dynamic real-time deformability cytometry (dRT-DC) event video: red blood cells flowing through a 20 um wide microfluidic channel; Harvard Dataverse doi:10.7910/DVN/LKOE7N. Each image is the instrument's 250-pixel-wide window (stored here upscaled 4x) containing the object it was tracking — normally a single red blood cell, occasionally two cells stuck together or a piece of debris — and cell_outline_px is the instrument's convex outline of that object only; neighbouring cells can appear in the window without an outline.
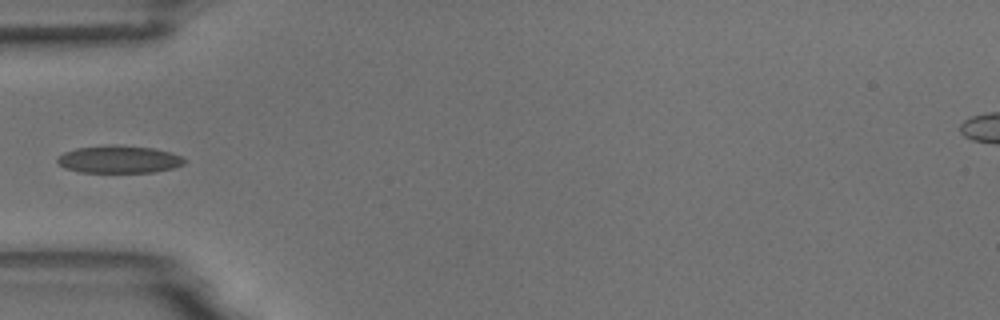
{"species": "common noctule bat (a hibernating species)", "species_latin": "Nyctalus noctula", "temperature_condition": "room temperature", "stored_images_in_passage": 7, "camera_frame_rate_fps": 3000, "um_per_image_px": 0.085, "animal": {"sex": "male", "body_mass_g": 18.8}, "frame": {"image": 1, "passage_image": 6, "time_ms": 5.667, "image_size_px": [1000, 320], "cell_outline_px": [[188, 160], [184, 164], [172, 168], [152, 172], [80, 172], [64, 168], [56, 160], [64, 152], [76, 148], [112, 144], [152, 148], [168, 152], [180, 156]], "centroid_in_image_um": [10.1, 13.54], "position_along_channel_um": 74.9, "area_um2": 20.23}}